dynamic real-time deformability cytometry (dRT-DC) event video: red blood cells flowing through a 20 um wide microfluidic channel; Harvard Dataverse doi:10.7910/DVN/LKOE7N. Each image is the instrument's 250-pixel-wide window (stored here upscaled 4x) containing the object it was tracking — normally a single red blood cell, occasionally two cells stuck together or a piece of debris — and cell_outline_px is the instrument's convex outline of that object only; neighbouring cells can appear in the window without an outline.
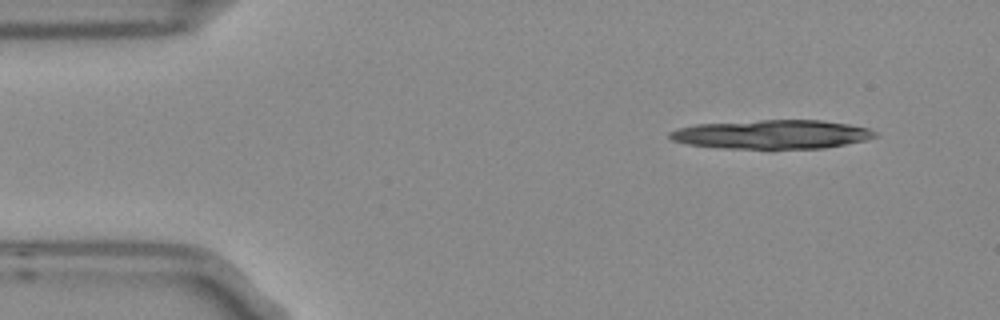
{"species": "Egyptian fruit bat (a non-hibernating species)", "species_latin": "Rousettus aegyptiacus", "temperature_condition": "room temperature", "stored_images_in_passage": 5, "segment_of_instrument_passage": [1, 2], "camera_frame_rate_fps": 3000, "um_per_image_px": 0.085, "frame": {"image": 1, "passage_image": 1, "time_ms": 0.0, "image_size_px": [1000, 320], "cell_outline_px": [[876, 136], [864, 140], [824, 148], [772, 152], [768, 152], [720, 148], [684, 144], [672, 140], [668, 136], [668, 132], [680, 128], [696, 124], [760, 120], [820, 120], [848, 124], [868, 128], [876, 132]], "centroid_in_image_um": [65.56, 11.47], "position_along_channel_um": 19.4, "area_um2": 35.95}}